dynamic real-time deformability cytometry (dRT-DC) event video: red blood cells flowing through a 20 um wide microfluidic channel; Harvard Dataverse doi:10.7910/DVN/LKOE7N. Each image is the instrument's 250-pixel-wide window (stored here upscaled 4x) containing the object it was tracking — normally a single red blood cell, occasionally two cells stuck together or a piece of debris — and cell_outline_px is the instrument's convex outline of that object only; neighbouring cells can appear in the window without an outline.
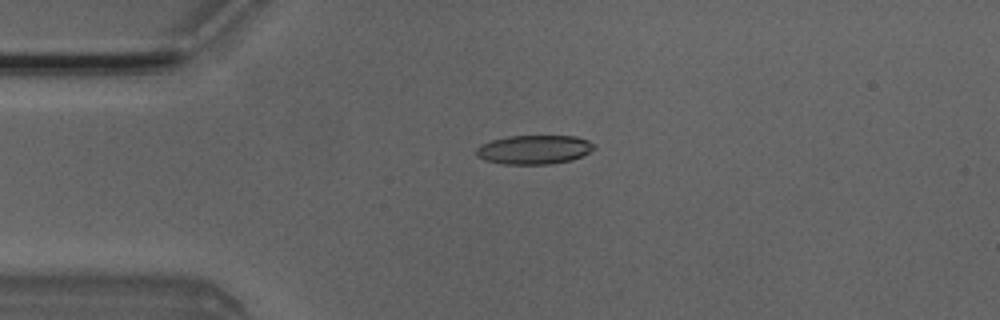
{"species": "Egyptian fruit bat (a non-hibernating species)", "species_latin": "Rousettus aegyptiacus", "temperature_condition": "room temperature", "stored_images_in_passage": 2, "camera_frame_rate_fps": 3000, "um_per_image_px": 0.085, "animal": {"sex": "male"}, "frame": {"image": 1, "passage_image": 2, "time_ms": 0.333, "image_size_px": [1000, 320], "cell_outline_px": [[596, 148], [572, 160], [552, 164], [504, 164], [484, 160], [476, 156], [476, 148], [480, 144], [492, 140], [508, 136], [576, 136], [588, 140], [596, 144]], "centroid_in_image_um": [45.39, 12.71], "position_along_channel_um": 39.6, "area_um2": 20.06}}